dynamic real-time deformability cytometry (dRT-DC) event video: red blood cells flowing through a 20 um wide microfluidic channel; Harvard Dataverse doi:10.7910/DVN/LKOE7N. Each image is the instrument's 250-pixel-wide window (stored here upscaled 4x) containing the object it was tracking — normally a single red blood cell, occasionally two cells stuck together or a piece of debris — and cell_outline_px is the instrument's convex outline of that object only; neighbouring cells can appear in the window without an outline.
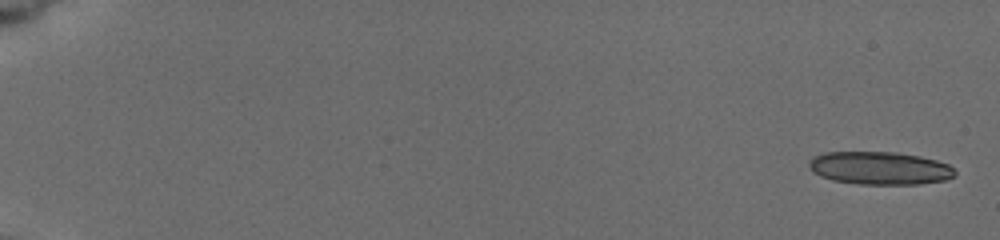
{"species": "common noctule bat (a hibernating species)", "species_latin": "Nyctalus noctula", "temperature_condition": "cold", "stored_images_in_passage": 10, "segment_of_instrument_passage": [1, 2], "camera_frame_rate_fps": 3000, "um_per_image_px": 0.085, "animal": {"sex": "female", "body_mass_g": 19.5, "forearm_length_mm": 54.1}, "frame": {"image": 1, "passage_image": 1, "time_ms": 0.0, "image_size_px": [1000, 240], "cell_outline_px": [[956, 176], [944, 180], [916, 184], [860, 184], [832, 180], [820, 176], [812, 172], [808, 164], [808, 160], [812, 156], [824, 152], [896, 152], [920, 156], [936, 160], [948, 164], [956, 172]], "centroid_in_image_um": [74.74, 14.28], "position_along_channel_um": 10.3, "area_um2": 28.15}}